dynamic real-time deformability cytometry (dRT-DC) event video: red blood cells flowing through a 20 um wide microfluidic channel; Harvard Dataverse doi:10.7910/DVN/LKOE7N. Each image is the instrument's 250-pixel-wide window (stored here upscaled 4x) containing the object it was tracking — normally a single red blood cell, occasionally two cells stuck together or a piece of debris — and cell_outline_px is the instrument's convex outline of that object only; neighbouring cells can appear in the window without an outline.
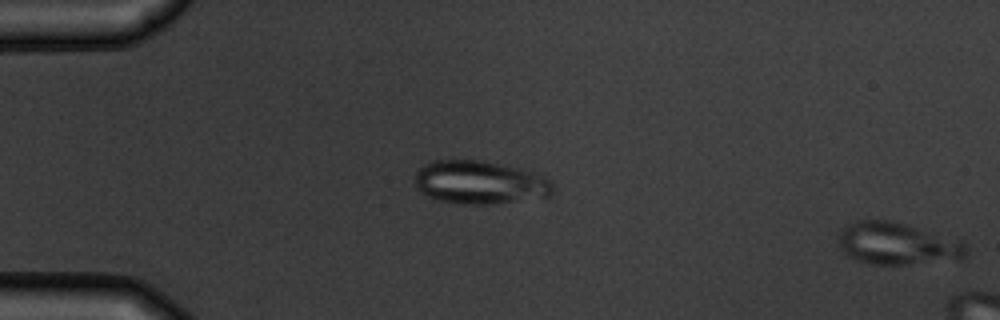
{"species": "common noctule bat (a hibernating species)", "species_latin": "Nyctalus noctula", "temperature_condition": "warm", "stored_images_in_passage": 3, "camera_frame_rate_fps": 3000, "um_per_image_px": 0.085, "animal": {"sex": "male", "body_mass_g": 19.5, "forearm_length_mm": 54.6}, "frame": {"image": 1, "passage_image": 3, "time_ms": 2.333, "image_size_px": [1000, 320], "cell_outline_px": [[968, 252], [964, 260], [908, 264], [872, 264], [856, 260], [844, 252], [840, 248], [840, 228], [856, 220], [892, 220], [960, 240], [968, 244]], "centroid_in_image_um": [76.34, 20.72], "position_along_channel_um": 8.7, "area_um2": 31.67}}